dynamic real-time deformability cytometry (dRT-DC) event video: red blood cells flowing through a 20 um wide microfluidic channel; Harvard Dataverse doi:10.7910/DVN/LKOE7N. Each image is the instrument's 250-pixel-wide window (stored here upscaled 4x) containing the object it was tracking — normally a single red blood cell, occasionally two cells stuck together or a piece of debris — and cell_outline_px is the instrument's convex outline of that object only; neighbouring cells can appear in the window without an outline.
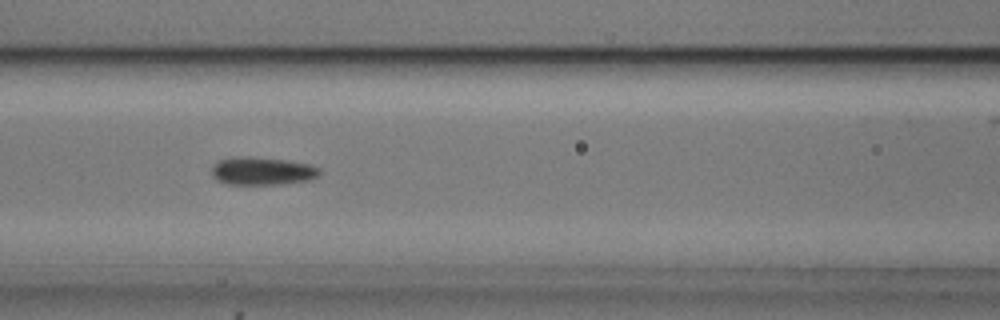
{"species": "common noctule bat (a hibernating species)", "species_latin": "Nyctalus noctula", "temperature_condition": "cold", "stored_images_in_passage": 5, "camera_frame_rate_fps": 3000, "um_per_image_px": 0.085, "animal": {"sex": "male", "body_mass_g": 20.5, "forearm_length_mm": 52.5}, "frame": {"image": 1, "passage_image": 4, "time_ms": 1.0, "image_size_px": [1000, 320], "cell_outline_px": [[320, 176], [308, 180], [284, 184], [224, 184], [216, 180], [212, 176], [212, 168], [220, 160], [244, 156], [248, 156], [284, 160], [308, 164], [320, 168]], "centroid_in_image_um": [22.3, 14.55], "position_along_channel_um": 144.3, "area_um2": 17.46}}
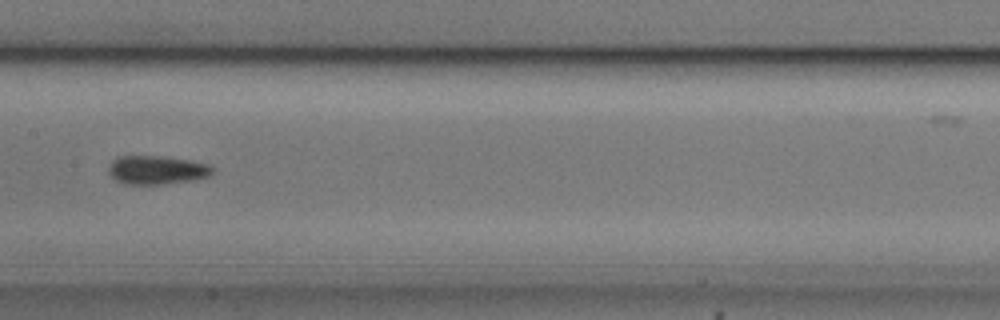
{"frame": {"image": 2, "passage_image": 5, "time_ms": 1.333, "image_size_px": [1000, 320], "cell_outline_px": [[216, 168], [208, 176], [196, 180], [160, 184], [124, 184], [116, 180], [108, 172], [108, 168], [112, 160], [116, 156], [164, 156], [192, 160], [208, 164]], "centroid_in_image_um": [13.34, 14.44], "position_along_channel_um": 194.1, "area_um2": 17.57}}